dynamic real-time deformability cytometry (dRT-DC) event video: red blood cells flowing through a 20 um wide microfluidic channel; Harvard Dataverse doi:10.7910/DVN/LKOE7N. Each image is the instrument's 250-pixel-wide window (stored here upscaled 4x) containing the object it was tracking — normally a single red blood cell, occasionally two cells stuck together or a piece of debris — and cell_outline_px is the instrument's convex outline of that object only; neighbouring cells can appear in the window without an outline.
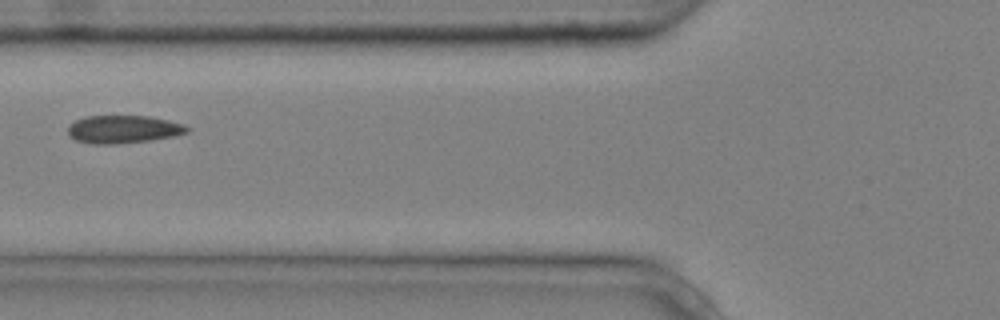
{"species": "common noctule bat (a hibernating species)", "species_latin": "Nyctalus noctula", "temperature_condition": "cold", "stored_images_in_passage": 3, "camera_frame_rate_fps": 3000, "um_per_image_px": 0.085, "animal": {"sex": "male", "body_mass_g": 20.4}, "frame": {"image": 1, "passage_image": 2, "time_ms": 0.333, "image_size_px": [1000, 320], "cell_outline_px": [[192, 128], [188, 132], [172, 136], [148, 140], [116, 144], [96, 144], [76, 140], [68, 136], [68, 128], [76, 120], [84, 116], [148, 116], [168, 120], [184, 124]], "centroid_in_image_um": [10.49, 10.98], "position_along_channel_um": 115.3, "area_um2": 19.25}}